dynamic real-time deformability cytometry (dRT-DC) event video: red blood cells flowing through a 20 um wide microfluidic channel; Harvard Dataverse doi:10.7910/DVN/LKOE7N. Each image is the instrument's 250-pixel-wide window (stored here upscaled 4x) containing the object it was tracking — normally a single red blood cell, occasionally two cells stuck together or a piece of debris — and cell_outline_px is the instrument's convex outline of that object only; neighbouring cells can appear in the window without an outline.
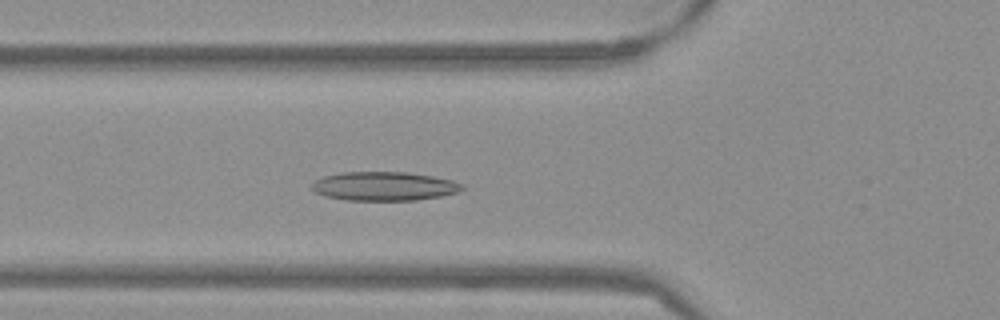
{"species": "Egyptian fruit bat (a non-hibernating species)", "species_latin": "Rousettus aegyptiacus", "temperature_condition": "warm", "stored_images_in_passage": 52, "camera_frame_rate_fps": 3000, "um_per_image_px": 0.085, "frame": {"image": 1, "passage_image": 18, "time_ms": 5.667, "image_size_px": [1000, 320], "cell_outline_px": [[464, 188], [460, 192], [440, 196], [416, 200], [348, 200], [324, 196], [316, 192], [308, 184], [324, 176], [340, 172], [408, 172], [432, 176], [452, 180], [464, 184]], "centroid_in_image_um": [32.65, 15.82], "position_along_channel_um": 93.1, "area_um2": 25.43}}
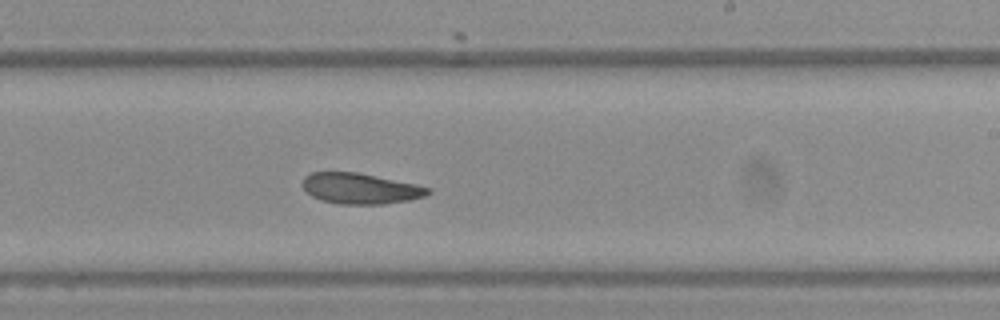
{"frame": {"image": 2, "passage_image": 31, "time_ms": 10.0, "image_size_px": [1000, 320], "cell_outline_px": [[432, 192], [424, 196], [408, 200], [384, 204], [340, 204], [320, 200], [312, 196], [300, 184], [304, 176], [312, 172], [356, 172], [416, 184], [432, 188]], "centroid_in_image_um": [30.61, 16.02], "position_along_channel_um": 258.4, "area_um2": 22.48}}
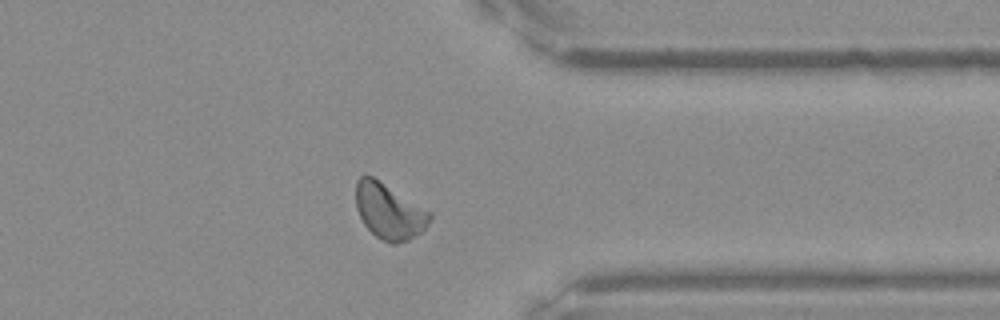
{"frame": {"image": 3, "passage_image": 41, "time_ms": 13.333, "image_size_px": [1000, 320], "cell_outline_px": [[432, 216], [428, 224], [420, 232], [408, 240], [396, 244], [392, 244], [380, 240], [364, 224], [356, 208], [356, 180], [360, 176], [372, 176], [432, 212]], "centroid_in_image_um": [33.07, 17.97], "position_along_channel_um": 378.3, "area_um2": 23.81}, "authors_computed_cell_mechanics": {"area_um2": 23.4957, "velocity_mm_per_s": 3.8042, "shape_relaxation_time_tau1_ms": null, "shape_relaxation_time_tau2_ms": 8.2082, "deformation_change_tau1": null, "deformation_change_tau2": 0.157}}